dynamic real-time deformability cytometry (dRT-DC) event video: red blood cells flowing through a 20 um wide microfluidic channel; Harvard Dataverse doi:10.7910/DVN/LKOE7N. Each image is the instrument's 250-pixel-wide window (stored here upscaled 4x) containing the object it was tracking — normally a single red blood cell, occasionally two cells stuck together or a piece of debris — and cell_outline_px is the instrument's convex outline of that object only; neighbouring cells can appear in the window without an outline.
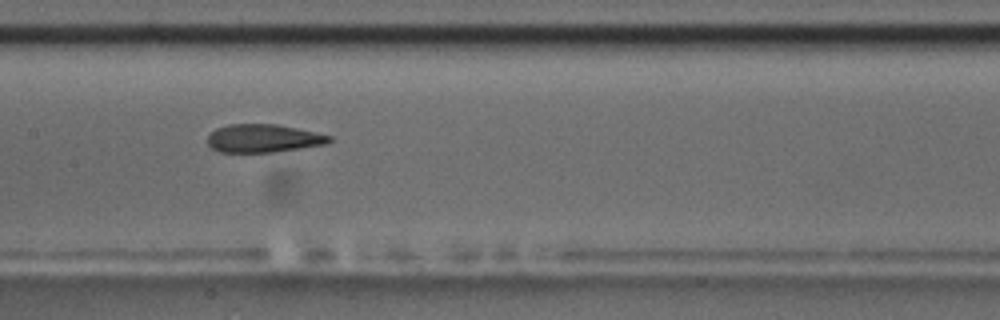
{"species": "common noctule bat (a hibernating species)", "species_latin": "Nyctalus noctula", "temperature_condition": "room temperature", "stored_images_in_passage": 13, "camera_frame_rate_fps": 3000, "um_per_image_px": 0.085, "animal": {"sex": "male", "body_mass_g": 17.5, "forearm_length_mm": 52.3}, "frame": {"image": 1, "passage_image": 8, "time_ms": 9.0, "image_size_px": [1000, 320], "cell_outline_px": [[332, 140], [328, 144], [272, 152], [220, 152], [212, 148], [208, 144], [208, 136], [216, 128], [228, 124], [276, 124], [296, 128], [332, 136]], "centroid_in_image_um": [22.39, 11.76], "position_along_channel_um": 185.0, "area_um2": 19.88}, "authors_computed_cell_mechanics": {"area_um2": 20.6924, "velocity_mm_per_s": 3.5216, "shape_relaxation_time_tau1_ms": null, "shape_relaxation_time_tau2_ms": 1.7479, "deformation_change_tau1": null, "deformation_change_tau2": 0.0844}}